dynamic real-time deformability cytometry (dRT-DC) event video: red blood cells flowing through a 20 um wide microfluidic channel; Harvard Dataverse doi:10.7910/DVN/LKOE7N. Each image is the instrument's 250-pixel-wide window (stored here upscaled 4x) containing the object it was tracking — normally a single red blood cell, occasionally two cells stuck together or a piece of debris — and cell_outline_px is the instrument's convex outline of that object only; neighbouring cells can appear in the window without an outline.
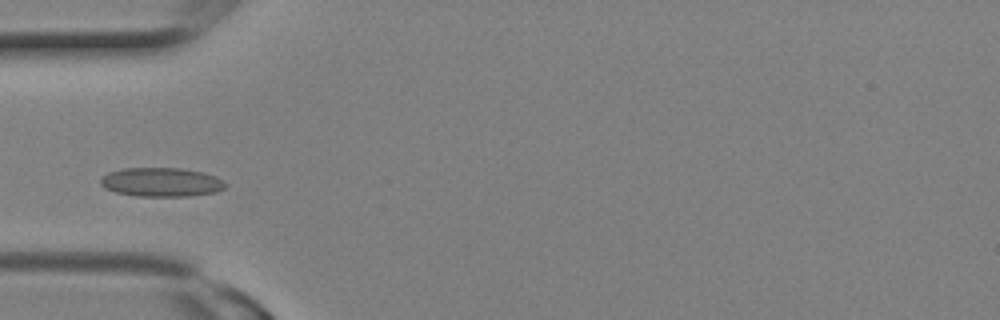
{"species": "Egyptian fruit bat (a non-hibernating species)", "species_latin": "Rousettus aegyptiacus", "temperature_condition": "room temperature", "stored_images_in_passage": 3, "camera_frame_rate_fps": 3000, "um_per_image_px": 0.085, "animal": {"sex": "female"}, "frame": {"image": 1, "passage_image": 2, "time_ms": 0.333, "image_size_px": [1000, 320], "cell_outline_px": [[228, 184], [224, 188], [216, 192], [188, 196], [136, 196], [116, 192], [104, 188], [100, 184], [100, 176], [108, 172], [120, 168], [180, 168], [204, 172], [216, 176]], "centroid_in_image_um": [13.69, 15.47], "position_along_channel_um": 71.3, "area_um2": 21.33}}